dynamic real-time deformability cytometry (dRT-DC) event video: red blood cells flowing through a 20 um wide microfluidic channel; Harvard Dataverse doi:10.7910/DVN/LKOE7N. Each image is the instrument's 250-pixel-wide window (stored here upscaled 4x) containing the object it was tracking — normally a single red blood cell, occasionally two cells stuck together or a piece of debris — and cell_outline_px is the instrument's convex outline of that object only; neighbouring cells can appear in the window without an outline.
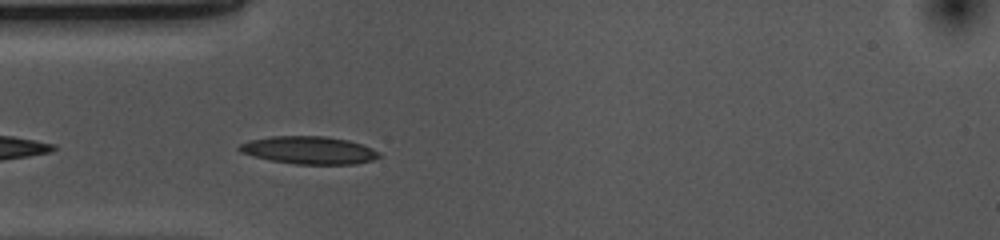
{"species": "common noctule bat (a hibernating species)", "species_latin": "Nyctalus noctula", "temperature_condition": "cold", "stored_images_in_passage": 6, "camera_frame_rate_fps": 3000, "um_per_image_px": 0.085, "animal": {"sex": "female", "body_mass_g": 10.0, "forearm_length_mm": 53.1}, "frame": {"image": 1, "passage_image": 3, "time_ms": 0.667, "image_size_px": [1000, 240], "cell_outline_px": [[380, 156], [372, 160], [356, 164], [296, 164], [272, 160], [252, 156], [240, 152], [236, 148], [240, 144], [252, 140], [272, 136], [324, 136], [348, 140], [372, 148], [380, 152]], "centroid_in_image_um": [26.26, 12.77], "position_along_channel_um": 58.7, "area_um2": 22.43}}